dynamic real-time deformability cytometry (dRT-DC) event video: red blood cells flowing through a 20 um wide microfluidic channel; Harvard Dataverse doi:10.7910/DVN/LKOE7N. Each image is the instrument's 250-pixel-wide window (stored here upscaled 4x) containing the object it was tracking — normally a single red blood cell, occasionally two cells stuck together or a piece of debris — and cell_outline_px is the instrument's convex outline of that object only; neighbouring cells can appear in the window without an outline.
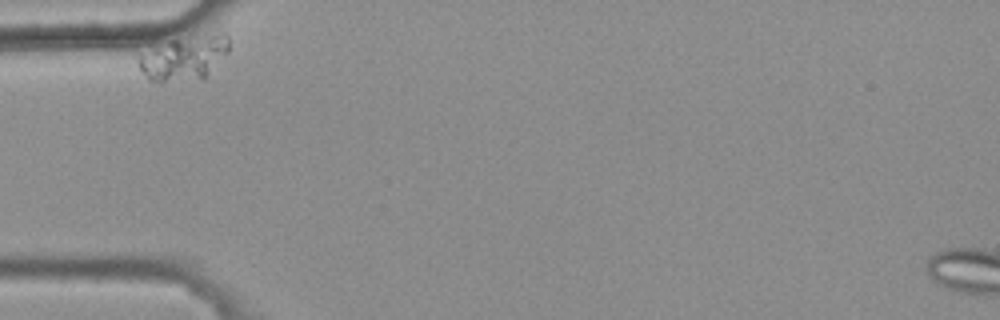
{"species": "common noctule bat (a hibernating species)", "species_latin": "Nyctalus noctula", "temperature_condition": "warm", "stored_images_in_passage": 5, "camera_frame_rate_fps": 3000, "um_per_image_px": 0.085, "animal": {"sex": "female", "body_mass_g": 25.1}, "frame": {"image": 1, "passage_image": 1, "time_ms": 0.0, "image_size_px": [1000, 320], "cell_outline_px": [[228, 52], [204, 80], [160, 84], [148, 80], [140, 68], [136, 60], [136, 52], [172, 40], [220, 32], [224, 32], [228, 36]], "centroid_in_image_um": [15.59, 4.98], "position_along_channel_um": 69.4, "area_um2": 24.39}}
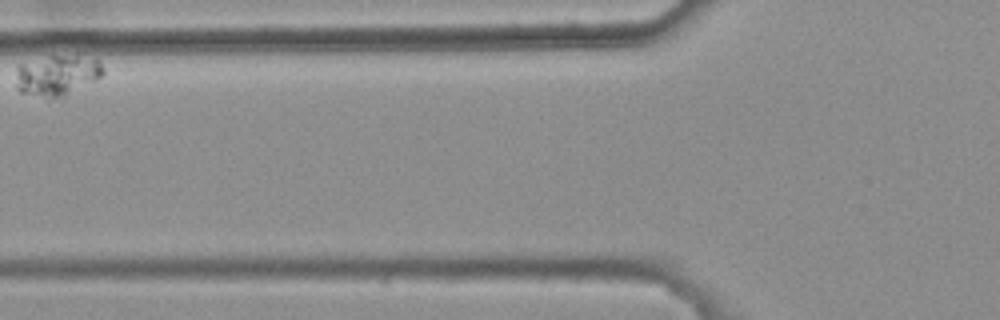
{"frame": {"image": 2, "passage_image": 3, "time_ms": 0.667, "image_size_px": [1000, 320], "cell_outline_px": [[104, 72], [96, 80], [64, 96], [48, 100], [20, 92], [16, 88], [16, 64], [48, 56], [96, 56], [100, 60], [104, 68]], "centroid_in_image_um": [4.84, 6.4], "position_along_channel_um": 121.0, "area_um2": 21.27}}
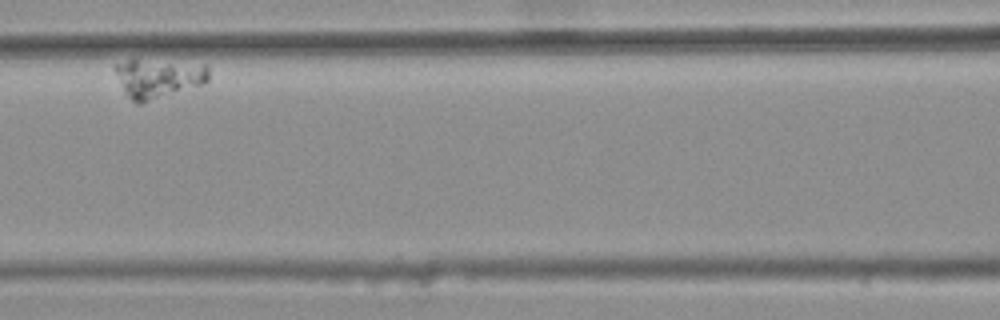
{"frame": {"image": 3, "passage_image": 4, "time_ms": 1.0, "image_size_px": [1000, 320], "cell_outline_px": [[208, 80], [204, 84], [140, 104], [136, 104], [124, 92], [112, 68], [116, 64], [128, 60], [136, 60], [208, 64]], "centroid_in_image_um": [13.45, 6.66], "position_along_channel_um": 153.2, "area_um2": 21.27}}